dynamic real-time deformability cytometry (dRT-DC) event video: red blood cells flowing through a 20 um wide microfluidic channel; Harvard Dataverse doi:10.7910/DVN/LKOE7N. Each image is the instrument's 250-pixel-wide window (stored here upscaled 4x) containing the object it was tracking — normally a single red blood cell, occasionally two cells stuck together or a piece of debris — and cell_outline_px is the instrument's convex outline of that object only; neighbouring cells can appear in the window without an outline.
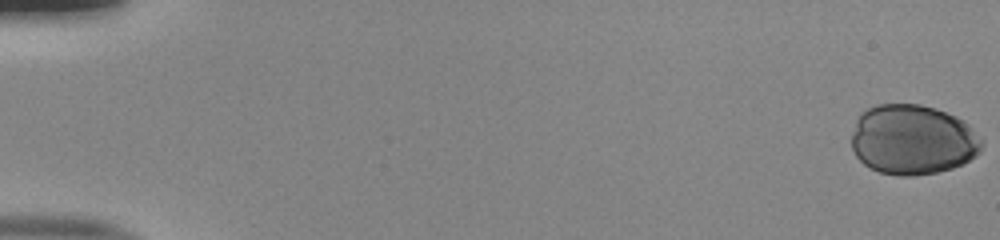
{"species": "human", "species_latin": "Homo sapiens", "temperature_condition": "room temperature", "stored_images_in_passage": 44, "camera_frame_rate_fps": 3000, "um_per_image_px": 0.085, "donor": {"sex": "male"}, "frame": {"image": 1, "passage_image": 1, "time_ms": 0.0, "image_size_px": [1000, 240], "cell_outline_px": [[984, 144], [980, 152], [976, 156], [964, 164], [952, 168], [936, 172], [916, 176], [900, 176], [880, 172], [864, 164], [856, 156], [852, 148], [852, 136], [856, 120], [860, 112], [876, 104], [920, 104], [936, 108], [956, 116], [964, 120], [984, 140]], "centroid_in_image_um": [77.61, 11.87], "position_along_channel_um": 7.4, "area_um2": 53.7}}
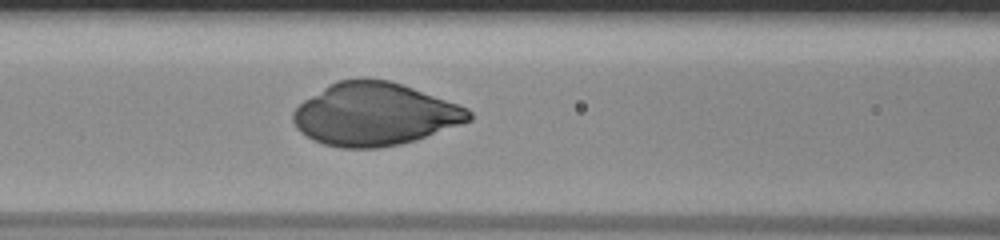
{"frame": {"image": 2, "passage_image": 24, "time_ms": 7.667, "image_size_px": [1000, 240], "cell_outline_px": [[472, 120], [416, 140], [400, 144], [376, 148], [340, 148], [324, 144], [312, 140], [300, 132], [296, 128], [292, 120], [292, 112], [304, 100], [328, 84], [336, 80], [360, 76], [364, 76], [388, 80], [412, 88], [468, 108], [472, 112]], "centroid_in_image_um": [31.8, 9.69], "position_along_channel_um": 134.8, "area_um2": 64.62}}
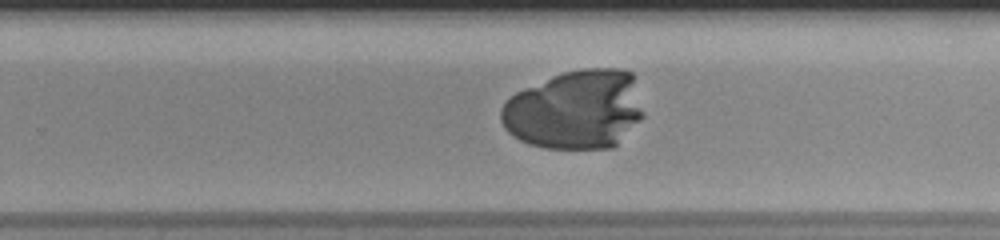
{"frame": {"image": 3, "passage_image": 35, "time_ms": 11.333, "image_size_px": [1000, 240], "cell_outline_px": [[644, 116], [612, 148], [544, 148], [528, 144], [512, 136], [504, 128], [500, 120], [500, 108], [516, 92], [524, 88], [552, 76], [564, 72], [580, 68], [620, 68], [632, 72], [644, 112]], "centroid_in_image_um": [48.88, 9.31], "position_along_channel_um": 280.9, "area_um2": 65.95}}